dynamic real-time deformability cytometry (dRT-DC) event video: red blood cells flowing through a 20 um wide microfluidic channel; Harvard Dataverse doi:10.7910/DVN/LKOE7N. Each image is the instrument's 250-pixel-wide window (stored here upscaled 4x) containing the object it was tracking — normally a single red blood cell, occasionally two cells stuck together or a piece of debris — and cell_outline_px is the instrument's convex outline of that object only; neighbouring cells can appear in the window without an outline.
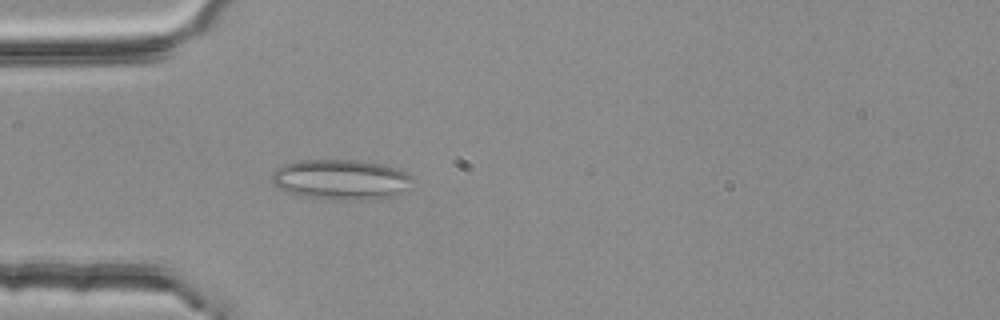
{"species": "common noctule bat (a hibernating species)", "species_latin": "Nyctalus noctula", "temperature_condition": "room temperature", "stored_images_in_passage": 46, "segment_of_instrument_passage": [1, 2], "camera_frame_rate_fps": 3000, "um_per_image_px": 0.085, "animal": {"sex": "female", "body_mass_g": 25.1}, "frame": {"image": 1, "passage_image": 8, "time_ms": 2.333, "image_size_px": [1000, 320], "cell_outline_px": [[416, 180], [400, 192], [376, 200], [332, 200], [296, 196], [284, 192], [276, 188], [272, 184], [272, 172], [276, 168], [284, 164], [296, 160], [352, 160], [380, 164], [396, 168], [408, 172]], "centroid_in_image_um": [28.91, 15.28], "position_along_channel_um": 56.1, "area_um2": 33.58}}